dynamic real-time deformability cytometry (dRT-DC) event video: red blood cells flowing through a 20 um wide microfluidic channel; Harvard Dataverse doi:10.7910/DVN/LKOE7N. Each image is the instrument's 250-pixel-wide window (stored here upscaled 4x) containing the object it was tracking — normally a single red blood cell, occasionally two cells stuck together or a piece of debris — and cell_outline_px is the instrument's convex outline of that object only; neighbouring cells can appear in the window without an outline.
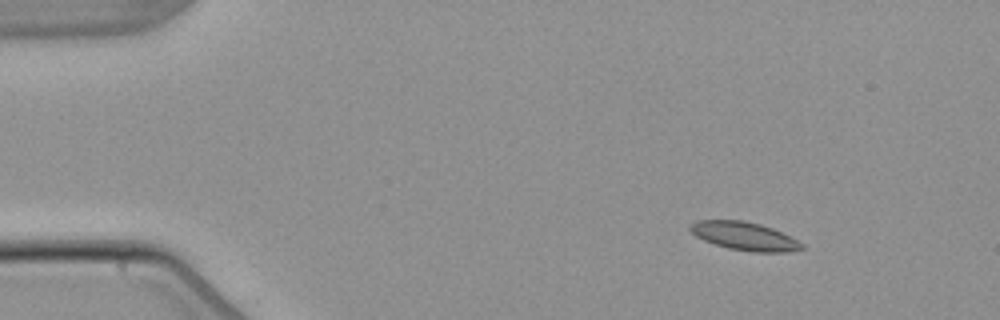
{"species": "common noctule bat (a hibernating species)", "species_latin": "Nyctalus noctula", "temperature_condition": "warm", "stored_images_in_passage": 4, "camera_frame_rate_fps": 3000, "um_per_image_px": 0.085, "animal": {"sex": "male", "body_mass_g": 21.5, "forearm_length_mm": 52.0}, "frame": {"image": 1, "passage_image": 1, "time_ms": 0.0, "image_size_px": [1000, 320], "cell_outline_px": [[804, 248], [788, 252], [752, 252], [728, 248], [704, 240], [696, 236], [688, 228], [688, 224], [696, 220], [744, 220], [760, 224], [772, 228], [804, 244]], "centroid_in_image_um": [63.24, 20.06], "position_along_channel_um": 21.8, "area_um2": 18.32}}
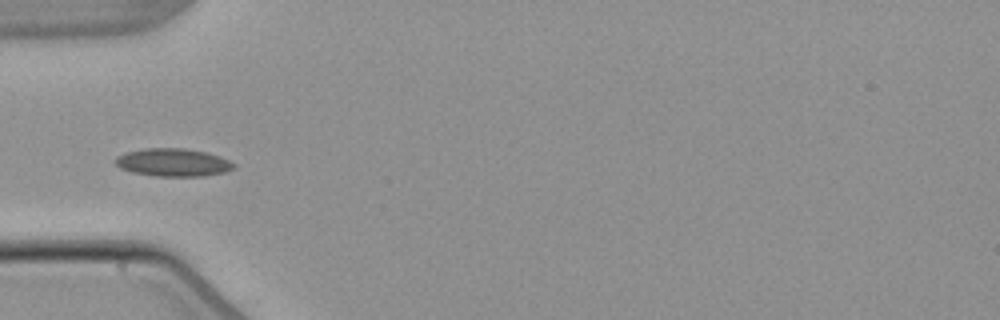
{"frame": {"image": 2, "passage_image": 4, "time_ms": 3.667, "image_size_px": [1000, 320], "cell_outline_px": [[236, 168], [224, 172], [204, 176], [156, 176], [132, 172], [120, 168], [112, 160], [116, 156], [124, 152], [144, 148], [184, 148], [208, 152], [220, 156], [236, 164]], "centroid_in_image_um": [14.69, 13.8], "position_along_channel_um": 70.3, "area_um2": 19.54}}